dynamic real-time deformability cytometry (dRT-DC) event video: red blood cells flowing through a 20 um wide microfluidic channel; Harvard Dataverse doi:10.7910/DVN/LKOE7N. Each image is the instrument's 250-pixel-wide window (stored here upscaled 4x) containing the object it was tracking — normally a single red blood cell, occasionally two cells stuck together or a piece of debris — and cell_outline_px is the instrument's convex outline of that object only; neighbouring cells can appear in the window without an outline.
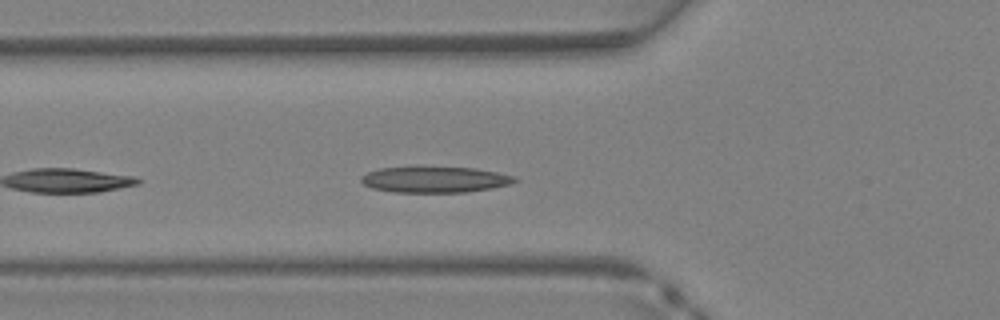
{"species": "Egyptian fruit bat (a non-hibernating species)", "species_latin": "Rousettus aegyptiacus", "temperature_condition": "warm", "stored_images_in_passage": 16, "camera_frame_rate_fps": 3000, "um_per_image_px": 0.085, "animal": {"sex": "female"}, "frame": {"image": 1, "passage_image": 10, "time_ms": 3.0, "image_size_px": [1000, 320], "cell_outline_px": [[520, 180], [508, 184], [492, 188], [464, 192], [396, 192], [372, 188], [364, 184], [360, 180], [360, 176], [368, 172], [380, 168], [408, 164], [424, 164], [476, 168], [516, 176]], "centroid_in_image_um": [36.92, 15.2], "position_along_channel_um": 88.9, "area_um2": 24.45}}